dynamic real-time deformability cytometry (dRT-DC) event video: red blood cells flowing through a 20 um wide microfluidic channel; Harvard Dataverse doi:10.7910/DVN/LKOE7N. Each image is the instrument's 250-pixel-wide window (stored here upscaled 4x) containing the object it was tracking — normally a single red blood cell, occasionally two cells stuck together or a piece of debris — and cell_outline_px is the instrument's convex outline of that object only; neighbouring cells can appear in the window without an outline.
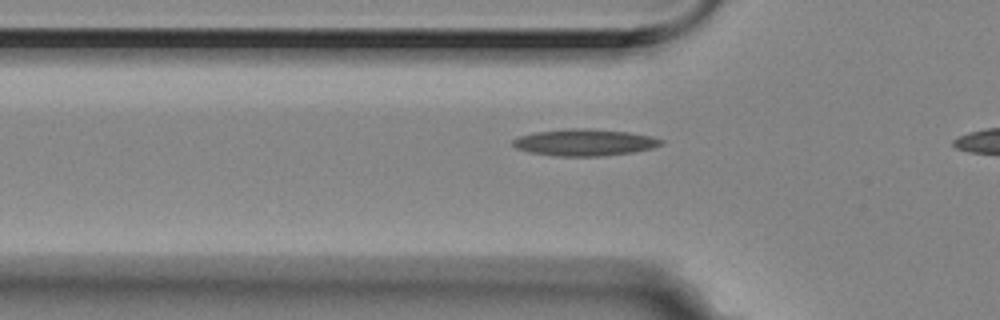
{"species": "Egyptian fruit bat (a non-hibernating species)", "species_latin": "Rousettus aegyptiacus", "temperature_condition": "room temperature", "stored_images_in_passage": 7, "camera_frame_rate_fps": 3000, "um_per_image_px": 0.085, "animal": {"sex": "female"}, "frame": {"image": 1, "passage_image": 5, "time_ms": 1.333, "image_size_px": [1000, 320], "cell_outline_px": [[664, 144], [652, 148], [632, 152], [604, 156], [552, 156], [528, 152], [516, 148], [512, 144], [512, 140], [520, 136], [536, 132], [568, 128], [588, 128], [628, 132], [652, 136], [664, 140]], "centroid_in_image_um": [49.7, 12.11], "position_along_channel_um": 76.1, "area_um2": 23.24}}